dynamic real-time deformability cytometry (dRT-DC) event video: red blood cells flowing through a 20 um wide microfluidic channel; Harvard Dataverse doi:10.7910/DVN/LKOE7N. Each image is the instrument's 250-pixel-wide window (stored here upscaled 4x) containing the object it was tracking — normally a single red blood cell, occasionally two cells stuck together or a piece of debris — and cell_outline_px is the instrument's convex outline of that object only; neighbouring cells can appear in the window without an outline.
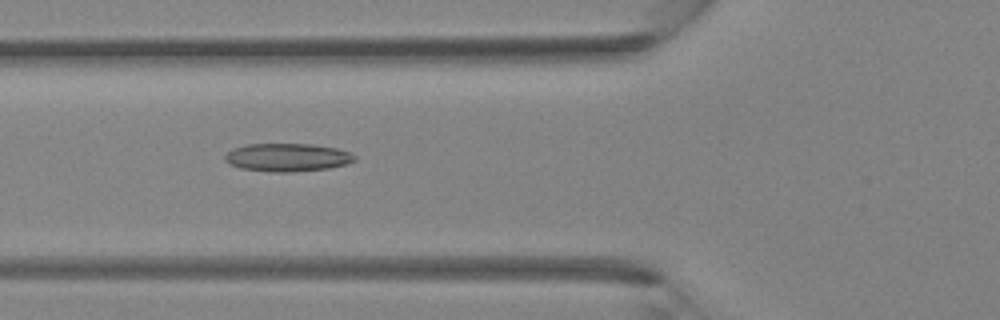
{"species": "Egyptian fruit bat (a non-hibernating species)", "species_latin": "Rousettus aegyptiacus", "temperature_condition": "room temperature", "stored_images_in_passage": 40, "camera_frame_rate_fps": 3000, "um_per_image_px": 0.085, "animal": {"sex": "female"}, "frame": {"image": 1, "passage_image": 15, "time_ms": 4.667, "image_size_px": [1000, 320], "cell_outline_px": [[356, 160], [348, 164], [328, 168], [292, 172], [272, 172], [240, 168], [228, 164], [224, 160], [224, 156], [232, 148], [244, 144], [312, 144], [336, 148], [348, 152], [356, 156]], "centroid_in_image_um": [24.4, 13.38], "position_along_channel_um": 101.4, "area_um2": 21.39}}
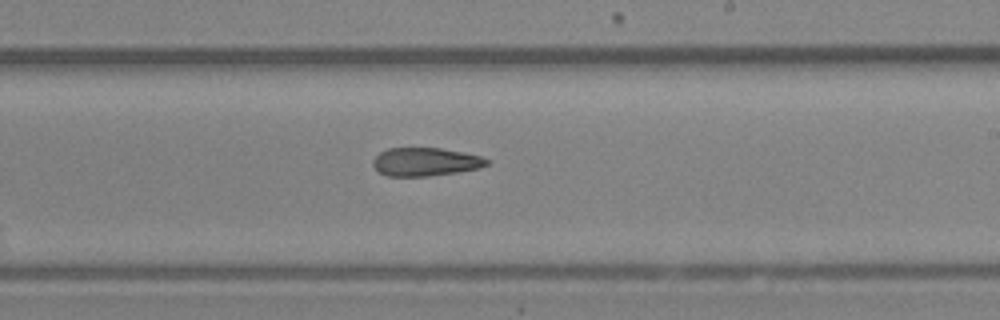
{"frame": {"image": 2, "passage_image": 24, "time_ms": 7.667, "image_size_px": [1000, 320], "cell_outline_px": [[492, 160], [488, 164], [480, 168], [456, 172], [428, 176], [388, 176], [380, 172], [372, 164], [372, 160], [380, 152], [388, 148], [440, 148], [464, 152], [480, 156]], "centroid_in_image_um": [36.18, 13.75], "position_along_channel_um": 252.8, "area_um2": 18.79}}
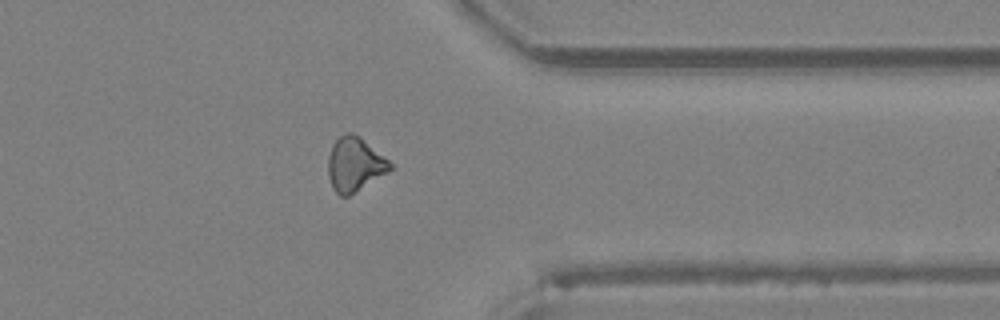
{"frame": {"image": 3, "passage_image": 32, "time_ms": 10.333, "image_size_px": [1000, 320], "cell_outline_px": [[392, 168], [388, 172], [348, 196], [340, 196], [332, 188], [328, 176], [328, 156], [332, 144], [340, 136], [348, 132], [352, 132], [360, 136], [388, 160], [392, 164]], "centroid_in_image_um": [30.12, 13.96], "position_along_channel_um": 381.3, "area_um2": 19.42}}